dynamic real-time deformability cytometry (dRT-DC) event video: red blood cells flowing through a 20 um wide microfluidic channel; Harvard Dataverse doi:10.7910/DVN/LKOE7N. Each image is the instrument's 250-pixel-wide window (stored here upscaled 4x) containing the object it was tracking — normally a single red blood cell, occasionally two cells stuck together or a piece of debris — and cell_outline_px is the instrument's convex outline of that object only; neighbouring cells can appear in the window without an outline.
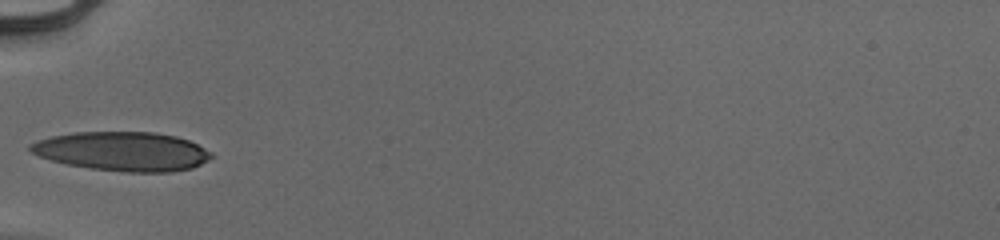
{"species": "human", "species_latin": "Homo sapiens", "temperature_condition": "cold", "stored_images_in_passage": 16, "camera_frame_rate_fps": 3000, "um_per_image_px": 0.085, "donor": {"sex": "male"}, "frame": {"image": 1, "passage_image": 1, "time_ms": 0.0, "image_size_px": [1000, 240], "cell_outline_px": [[212, 156], [208, 160], [192, 168], [172, 172], [128, 172], [92, 168], [68, 164], [52, 160], [40, 156], [32, 152], [28, 148], [28, 144], [52, 136], [72, 132], [156, 132], [176, 136], [188, 140], [212, 152]], "centroid_in_image_um": [10.43, 12.86], "position_along_channel_um": 74.6, "area_um2": 41.04}}
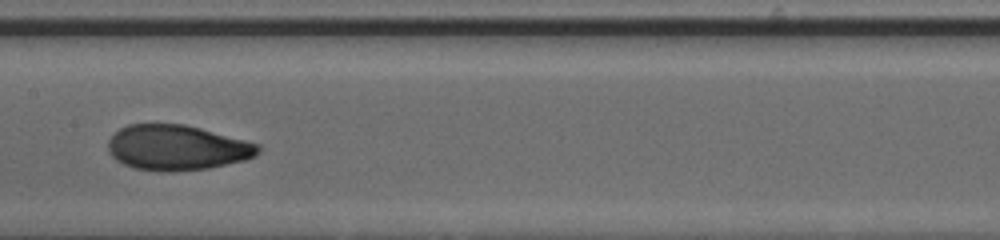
{"frame": {"image": 2, "passage_image": 10, "time_ms": 3.0, "image_size_px": [1000, 240], "cell_outline_px": [[260, 152], [256, 156], [244, 160], [208, 168], [136, 168], [124, 164], [116, 160], [108, 152], [108, 140], [120, 128], [128, 124], [184, 124], [248, 140], [260, 144]], "centroid_in_image_um": [15.08, 12.49], "position_along_channel_um": 192.3, "area_um2": 38.55}}
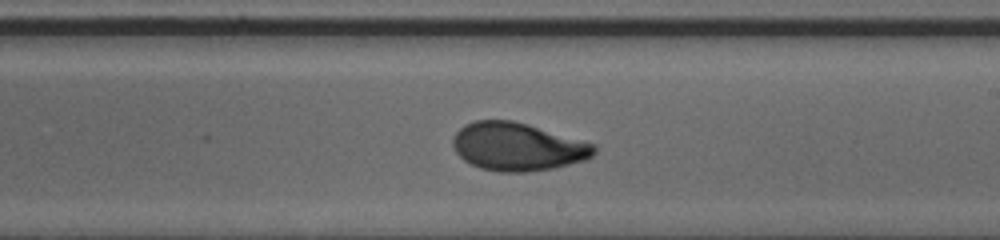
{"frame": {"image": 3, "passage_image": 14, "time_ms": 4.333, "image_size_px": [1000, 240], "cell_outline_px": [[596, 152], [592, 156], [584, 160], [552, 168], [524, 172], [500, 172], [480, 168], [464, 160], [456, 152], [452, 144], [452, 140], [456, 132], [464, 124], [476, 120], [512, 120], [528, 124], [596, 144]], "centroid_in_image_um": [43.98, 12.46], "position_along_channel_um": 245.0, "area_um2": 39.48}}